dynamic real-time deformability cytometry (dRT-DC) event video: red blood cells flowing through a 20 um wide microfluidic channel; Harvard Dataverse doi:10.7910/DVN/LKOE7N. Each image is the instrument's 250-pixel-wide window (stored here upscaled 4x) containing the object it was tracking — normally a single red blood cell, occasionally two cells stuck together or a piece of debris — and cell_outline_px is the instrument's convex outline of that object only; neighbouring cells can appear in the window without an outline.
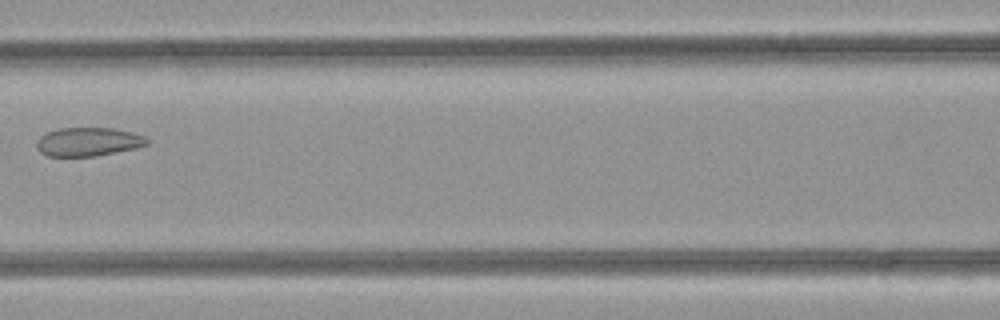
{"species": "common noctule bat (a hibernating species)", "species_latin": "Nyctalus noctula", "temperature_condition": "room temperature", "stored_images_in_passage": 3, "camera_frame_rate_fps": 3000, "um_per_image_px": 0.085, "animal": {"sex": "female", "body_mass_g": 21.9}, "frame": {"image": 1, "passage_image": 3, "time_ms": 0.667, "image_size_px": [1000, 320], "cell_outline_px": [[148, 144], [136, 148], [96, 156], [48, 156], [40, 152], [36, 148], [36, 140], [40, 136], [48, 132], [60, 128], [112, 128], [132, 132], [144, 136], [148, 140]], "centroid_in_image_um": [7.48, 12.05], "position_along_channel_um": 159.1, "area_um2": 18.44}}